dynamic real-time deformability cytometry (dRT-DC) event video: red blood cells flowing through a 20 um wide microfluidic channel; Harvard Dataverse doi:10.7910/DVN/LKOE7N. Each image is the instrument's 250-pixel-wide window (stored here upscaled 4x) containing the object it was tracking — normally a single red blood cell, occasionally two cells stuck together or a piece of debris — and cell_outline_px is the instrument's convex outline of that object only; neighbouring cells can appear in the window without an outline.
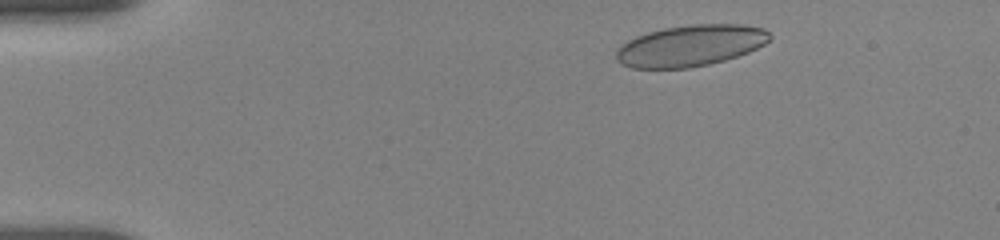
{"species": "human", "species_latin": "Homo sapiens", "temperature_condition": "room temperature", "stored_images_in_passage": 11, "camera_frame_rate_fps": 3000, "um_per_image_px": 0.085, "donor": {"sex": "female"}, "frame": {"image": 1, "passage_image": 3, "time_ms": 1.0, "image_size_px": [1000, 240], "cell_outline_px": [[772, 36], [764, 44], [748, 52], [724, 60], [708, 64], [688, 68], [632, 68], [620, 64], [616, 60], [616, 48], [628, 40], [636, 36], [648, 32], [664, 28], [692, 24], [744, 24], [764, 28]], "centroid_in_image_um": [58.66, 3.87], "position_along_channel_um": 26.3, "area_um2": 36.99}}
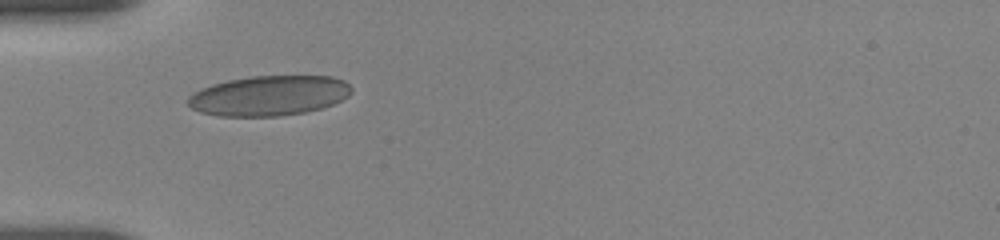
{"frame": {"image": 2, "passage_image": 9, "time_ms": 4.0, "image_size_px": [1000, 240], "cell_outline_px": [[352, 92], [348, 96], [332, 104], [320, 108], [304, 112], [280, 116], [216, 116], [200, 112], [192, 108], [188, 104], [188, 96], [200, 88], [212, 84], [228, 80], [252, 76], [332, 76], [344, 80], [352, 88]], "centroid_in_image_um": [22.85, 8.13], "position_along_channel_um": 62.1, "area_um2": 38.21}}
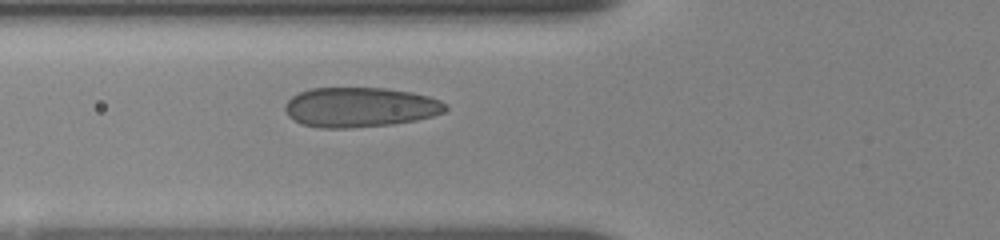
{"frame": {"image": 3, "passage_image": 11, "time_ms": 5.0, "image_size_px": [1000, 240], "cell_outline_px": [[448, 108], [444, 112], [432, 116], [416, 120], [392, 124], [348, 128], [320, 128], [304, 124], [288, 116], [284, 108], [284, 104], [292, 96], [300, 92], [312, 88], [384, 88], [412, 92], [428, 96], [440, 100], [448, 104]], "centroid_in_image_um": [30.62, 9.11], "position_along_channel_um": 95.2, "area_um2": 37.22}}